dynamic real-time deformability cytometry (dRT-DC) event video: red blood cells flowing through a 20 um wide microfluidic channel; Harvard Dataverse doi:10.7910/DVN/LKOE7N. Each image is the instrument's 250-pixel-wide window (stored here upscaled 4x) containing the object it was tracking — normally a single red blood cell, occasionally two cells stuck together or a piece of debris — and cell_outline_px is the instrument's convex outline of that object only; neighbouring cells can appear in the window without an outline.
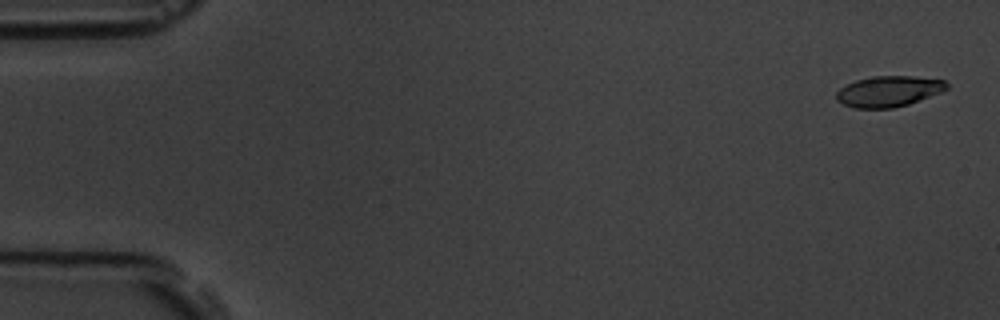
{"species": "common noctule bat (a hibernating species)", "species_latin": "Nyctalus noctula", "temperature_condition": "room temperature", "stored_images_in_passage": 8, "camera_frame_rate_fps": 3000, "um_per_image_px": 0.085, "animal": {"sex": "male", "body_mass_g": 19.5, "forearm_length_mm": 54.6}, "frame": {"image": 1, "passage_image": 1, "time_ms": 0.0, "image_size_px": [1000, 320], "cell_outline_px": [[948, 88], [940, 92], [908, 104], [892, 108], [852, 108], [836, 100], [836, 92], [840, 88], [856, 80], [872, 76], [912, 76], [944, 80], [948, 84]], "centroid_in_image_um": [75.51, 7.76], "position_along_channel_um": 9.5, "area_um2": 19.65}}
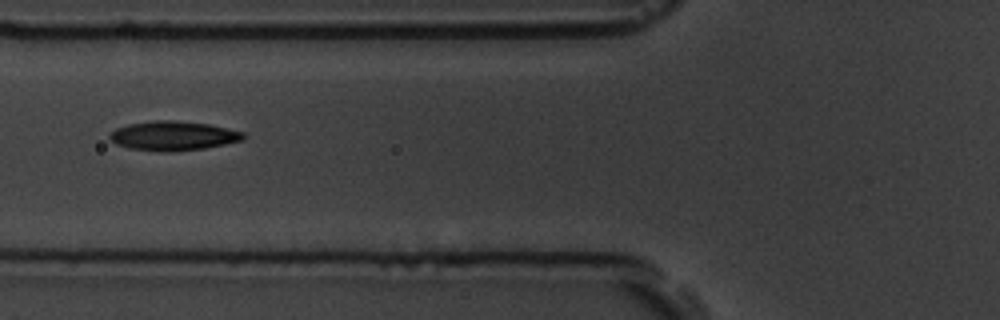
{"frame": {"image": 2, "passage_image": 7, "time_ms": 6.667, "image_size_px": [1000, 320], "cell_outline_px": [[244, 140], [204, 148], [128, 148], [116, 144], [108, 136], [116, 128], [128, 124], [152, 120], [172, 120], [208, 124], [228, 128], [244, 132]], "centroid_in_image_um": [14.75, 11.48], "position_along_channel_um": 111.1, "area_um2": 21.62}}
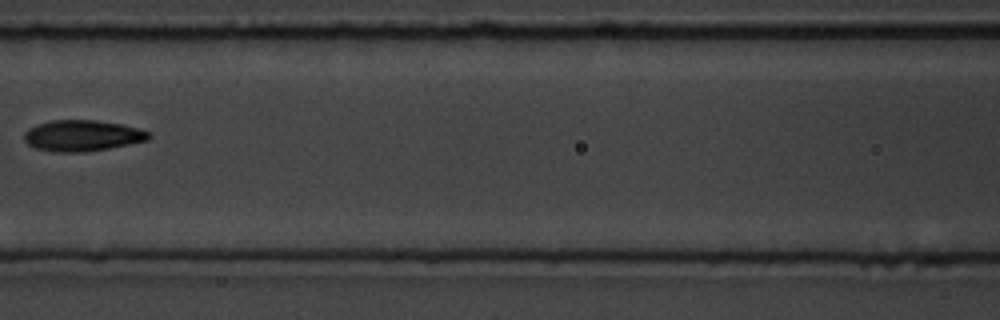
{"frame": {"image": 3, "passage_image": 8, "time_ms": 8.0, "image_size_px": [1000, 320], "cell_outline_px": [[152, 136], [148, 140], [108, 148], [84, 152], [56, 152], [36, 148], [28, 144], [24, 140], [24, 132], [28, 128], [36, 124], [52, 120], [96, 120], [120, 124], [136, 128], [148, 132]], "centroid_in_image_um": [6.95, 11.52], "position_along_channel_um": 159.6, "area_um2": 22.43}}